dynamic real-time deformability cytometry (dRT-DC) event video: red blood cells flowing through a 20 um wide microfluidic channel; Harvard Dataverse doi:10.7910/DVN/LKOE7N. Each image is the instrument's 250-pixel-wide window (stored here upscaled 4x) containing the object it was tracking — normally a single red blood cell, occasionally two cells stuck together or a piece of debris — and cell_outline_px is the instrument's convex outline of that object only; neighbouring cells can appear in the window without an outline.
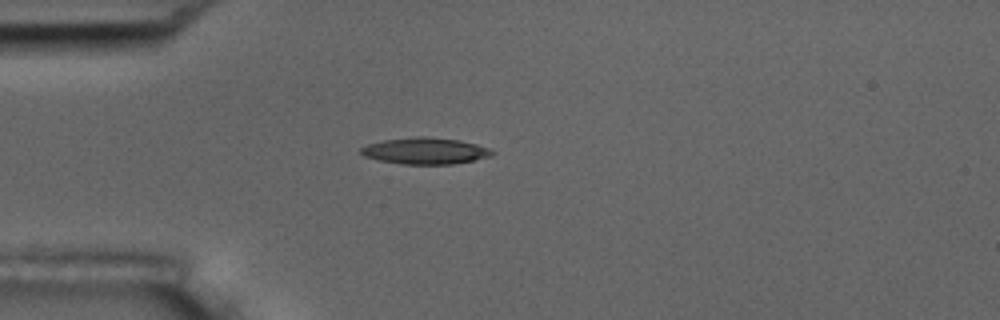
{"species": "common noctule bat (a hibernating species)", "species_latin": "Nyctalus noctula", "temperature_condition": "room temperature", "stored_images_in_passage": 1, "camera_frame_rate_fps": 3000, "um_per_image_px": 0.085, "animal": {"sex": "male", "body_mass_g": 17.5, "forearm_length_mm": 52.3}, "frame": {"image": 1, "passage_image": 1, "time_ms": 0.0, "image_size_px": [1000, 320], "cell_outline_px": [[496, 152], [492, 156], [452, 164], [404, 164], [380, 160], [364, 156], [360, 152], [360, 148], [368, 144], [384, 140], [416, 136], [424, 136], [460, 140], [476, 144], [488, 148]], "centroid_in_image_um": [36.15, 12.82], "position_along_channel_um": 48.8, "area_um2": 20.11}}